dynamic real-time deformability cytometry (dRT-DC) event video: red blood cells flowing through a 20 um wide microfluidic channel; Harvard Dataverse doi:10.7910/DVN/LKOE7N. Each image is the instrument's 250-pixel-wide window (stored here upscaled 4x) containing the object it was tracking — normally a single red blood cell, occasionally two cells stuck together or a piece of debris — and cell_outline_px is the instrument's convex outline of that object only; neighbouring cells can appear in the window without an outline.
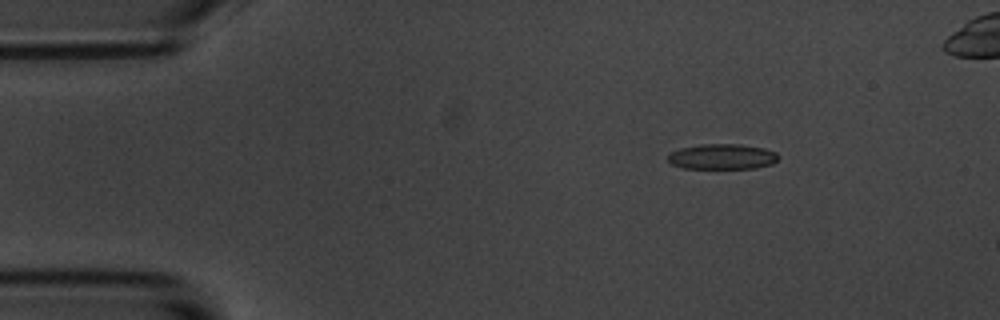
{"species": "common noctule bat (a hibernating species)", "species_latin": "Nyctalus noctula", "temperature_condition": "room temperature", "stored_images_in_passage": 4, "camera_frame_rate_fps": 3000, "um_per_image_px": 0.085, "animal": {"sex": "male", "body_mass_g": 20.1, "forearm_length_mm": 53.5}, "frame": {"image": 1, "passage_image": 2, "time_ms": 1.333, "image_size_px": [1000, 320], "cell_outline_px": [[780, 156], [772, 164], [756, 168], [684, 168], [672, 164], [668, 160], [668, 152], [680, 148], [700, 144], [740, 144], [764, 148], [776, 152]], "centroid_in_image_um": [61.38, 13.3], "position_along_channel_um": 23.6, "area_um2": 16.42}}